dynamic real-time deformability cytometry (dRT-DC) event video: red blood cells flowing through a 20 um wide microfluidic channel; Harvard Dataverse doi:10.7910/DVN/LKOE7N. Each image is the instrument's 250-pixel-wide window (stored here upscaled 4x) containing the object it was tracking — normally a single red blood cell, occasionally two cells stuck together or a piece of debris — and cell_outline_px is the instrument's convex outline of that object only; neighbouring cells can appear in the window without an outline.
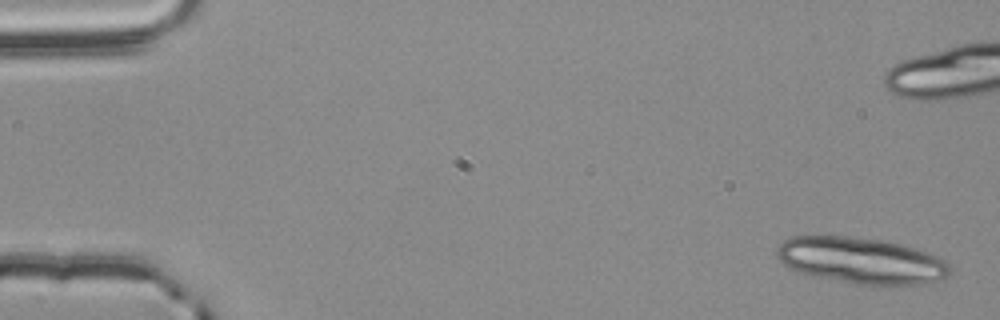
{"species": "common noctule bat (a hibernating species)", "species_latin": "Nyctalus noctula", "temperature_condition": "room temperature", "stored_images_in_passage": 2, "camera_frame_rate_fps": 3000, "um_per_image_px": 0.085, "animal": {"sex": "male", "body_mass_g": 20.4}, "frame": {"image": 1, "passage_image": 2, "time_ms": 0.333, "image_size_px": [1000, 320], "cell_outline_px": [[952, 272], [944, 280], [924, 284], [860, 284], [812, 276], [800, 272], [784, 264], [776, 256], [776, 248], [784, 240], [792, 236], [848, 236], [880, 240], [904, 244], [940, 256], [948, 264]], "centroid_in_image_um": [73.25, 22.14], "position_along_channel_um": 11.8, "area_um2": 46.76}}